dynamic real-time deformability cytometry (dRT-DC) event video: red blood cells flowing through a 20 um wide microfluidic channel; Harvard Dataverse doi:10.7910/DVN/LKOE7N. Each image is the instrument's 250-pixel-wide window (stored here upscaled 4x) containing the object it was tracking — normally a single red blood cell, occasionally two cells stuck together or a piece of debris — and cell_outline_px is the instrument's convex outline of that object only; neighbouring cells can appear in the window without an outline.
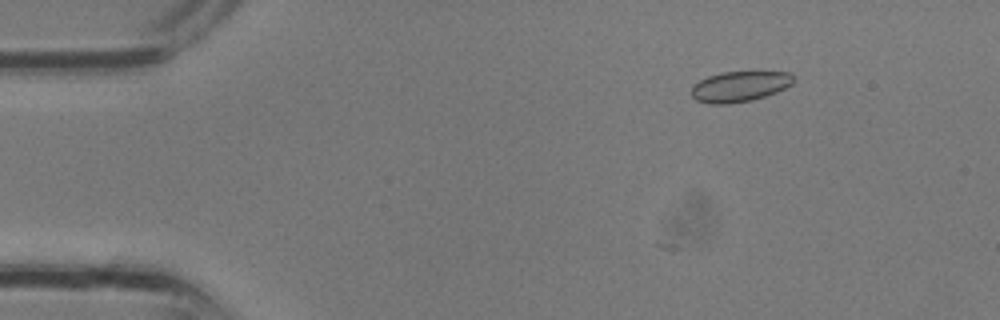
{"species": "common noctule bat (a hibernating species)", "species_latin": "Nyctalus noctula", "temperature_condition": "room temperature", "stored_images_in_passage": 3, "camera_frame_rate_fps": 3000, "um_per_image_px": 0.085, "animal": {"sex": "male", "body_mass_g": 13.3}, "frame": {"image": 1, "passage_image": 2, "time_ms": 0.333, "image_size_px": [1000, 320], "cell_outline_px": [[796, 80], [792, 84], [776, 92], [752, 100], [728, 104], [708, 104], [696, 100], [692, 96], [692, 84], [708, 76], [720, 72], [788, 72]], "centroid_in_image_um": [62.84, 7.35], "position_along_channel_um": 22.2, "area_um2": 18.15}}